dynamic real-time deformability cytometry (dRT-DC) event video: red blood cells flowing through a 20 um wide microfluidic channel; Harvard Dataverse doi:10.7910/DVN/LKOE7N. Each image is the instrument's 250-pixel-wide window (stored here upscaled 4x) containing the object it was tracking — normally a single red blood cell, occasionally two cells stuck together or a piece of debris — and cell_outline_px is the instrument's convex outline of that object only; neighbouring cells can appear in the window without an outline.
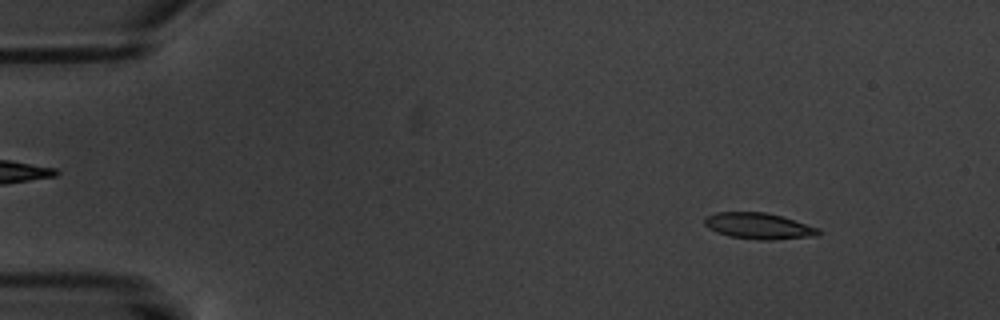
{"species": "common noctule bat (a hibernating species)", "species_latin": "Nyctalus noctula", "temperature_condition": "warm", "stored_images_in_passage": 5, "camera_frame_rate_fps": 3000, "um_per_image_px": 0.085, "animal": {"sex": "male", "body_mass_g": 20.1, "forearm_length_mm": 53.5}, "frame": {"image": 1, "passage_image": 2, "time_ms": 1.333, "image_size_px": [1000, 320], "cell_outline_px": [[820, 232], [816, 236], [772, 240], [760, 240], [728, 236], [716, 232], [708, 228], [704, 224], [704, 216], [716, 212], [768, 212], [820, 228]], "centroid_in_image_um": [64.46, 19.2], "position_along_channel_um": 20.5, "area_um2": 17.51}}